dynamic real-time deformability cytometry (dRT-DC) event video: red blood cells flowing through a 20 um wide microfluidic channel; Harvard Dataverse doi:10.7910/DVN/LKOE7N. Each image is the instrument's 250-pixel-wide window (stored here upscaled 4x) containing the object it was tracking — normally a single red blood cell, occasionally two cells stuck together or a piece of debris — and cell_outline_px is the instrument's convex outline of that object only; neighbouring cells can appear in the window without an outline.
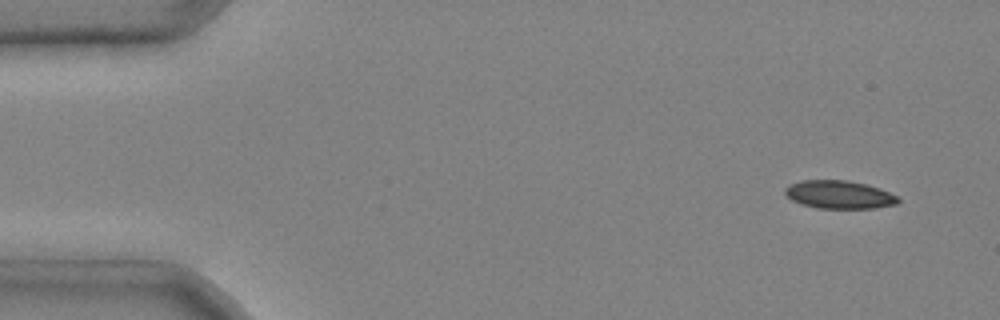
{"species": "common noctule bat (a hibernating species)", "species_latin": "Nyctalus noctula", "temperature_condition": "cold", "stored_images_in_passage": 5, "camera_frame_rate_fps": 3000, "um_per_image_px": 0.085, "animal": {"sex": "male", "body_mass_g": 20.4}, "frame": {"image": 1, "passage_image": 1, "time_ms": 0.0, "image_size_px": [1000, 320], "cell_outline_px": [[900, 200], [896, 204], [876, 208], [816, 208], [800, 204], [792, 200], [784, 192], [784, 188], [788, 184], [800, 180], [848, 180], [880, 188], [900, 196]], "centroid_in_image_um": [71.33, 16.54], "position_along_channel_um": 13.7, "area_um2": 18.73}}
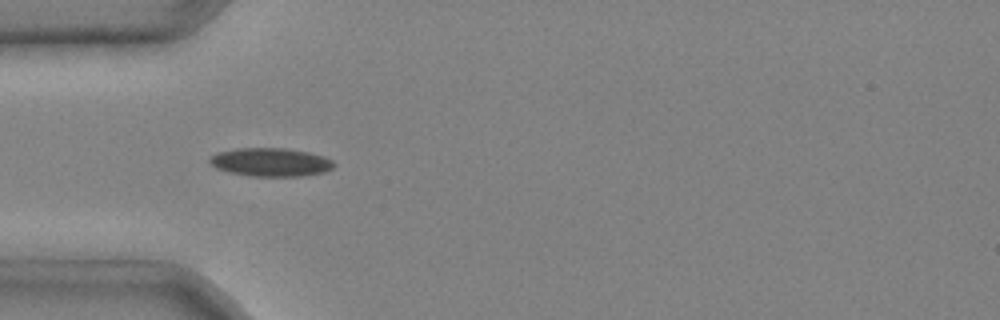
{"frame": {"image": 2, "passage_image": 4, "time_ms": 1.0, "image_size_px": [1000, 320], "cell_outline_px": [[336, 164], [332, 168], [324, 172], [304, 176], [252, 176], [228, 172], [216, 168], [208, 160], [212, 156], [220, 152], [236, 148], [284, 148], [308, 152], [324, 156], [332, 160]], "centroid_in_image_um": [23.04, 13.79], "position_along_channel_um": 62.0, "area_um2": 20.52}}